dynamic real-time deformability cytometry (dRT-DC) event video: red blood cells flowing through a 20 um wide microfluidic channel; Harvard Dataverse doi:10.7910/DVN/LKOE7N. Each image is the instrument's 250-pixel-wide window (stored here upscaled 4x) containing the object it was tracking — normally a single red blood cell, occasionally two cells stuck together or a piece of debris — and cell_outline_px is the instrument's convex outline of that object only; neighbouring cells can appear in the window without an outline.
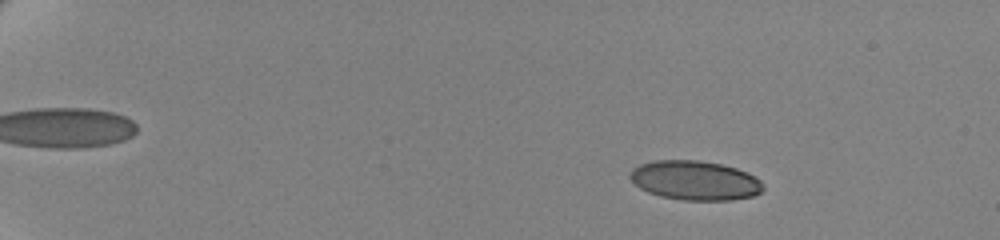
{"species": "human", "species_latin": "Homo sapiens", "temperature_condition": "cold", "stored_images_in_passage": 60, "camera_frame_rate_fps": 3000, "um_per_image_px": 0.085, "donor": {"sex": "female"}, "frame": {"image": 1, "passage_image": 9, "time_ms": 2.667, "image_size_px": [1000, 240], "cell_outline_px": [[764, 188], [760, 192], [752, 196], [732, 200], [680, 200], [660, 196], [648, 192], [640, 188], [628, 176], [632, 168], [640, 164], [656, 160], [700, 160], [720, 164], [736, 168], [748, 172], [756, 176], [764, 184]], "centroid_in_image_um": [59.08, 15.33], "position_along_channel_um": 25.9, "area_um2": 30.69}}
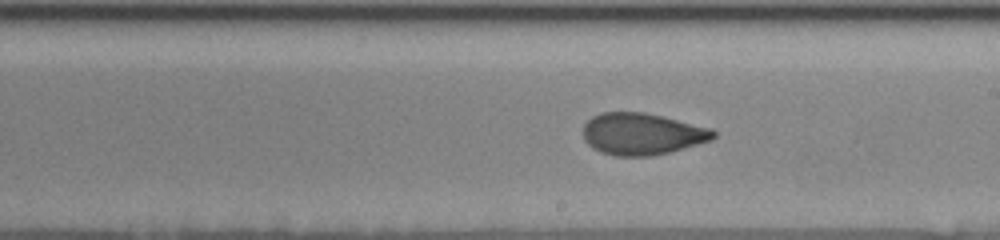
{"frame": {"image": 2, "passage_image": 38, "time_ms": 12.333, "image_size_px": [1000, 240], "cell_outline_px": [[716, 136], [712, 140], [668, 152], [652, 156], [616, 156], [600, 152], [592, 148], [584, 140], [584, 124], [592, 116], [604, 112], [644, 112], [712, 128], [716, 132]], "centroid_in_image_um": [54.57, 11.38], "position_along_channel_um": 234.4, "area_um2": 31.67}}
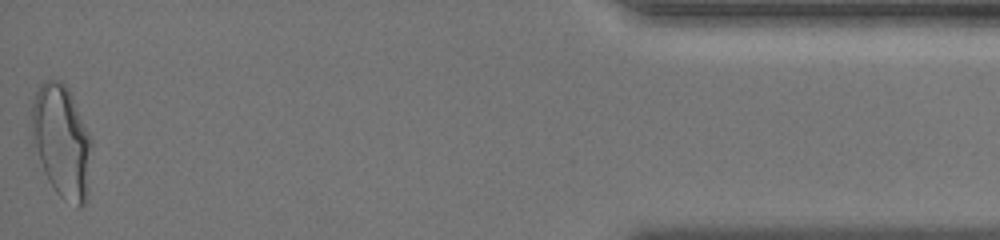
{"frame": {"image": 3, "passage_image": 60, "time_ms": 19.667, "image_size_px": [1000, 240], "cell_outline_px": [[92, 144], [88, 192], [84, 204], [80, 208], [76, 208], [60, 196], [56, 192], [48, 180], [44, 172], [32, 144], [32, 100], [40, 84], [44, 80], [60, 80], [68, 88], [92, 140]], "centroid_in_image_um": [5.24, 12.03], "position_along_channel_um": 430.0, "area_um2": 39.48}, "authors_computed_cell_mechanics": {"area_um2": 31.79, "velocity_mm_per_s": 3.49, "shape_relaxation_time_tau1_ms": 5.2676, "shape_relaxation_time_tau2_ms": 1.3584, "deformation_change_tau1": 0.1587, "deformation_change_tau2": 0.0607}}